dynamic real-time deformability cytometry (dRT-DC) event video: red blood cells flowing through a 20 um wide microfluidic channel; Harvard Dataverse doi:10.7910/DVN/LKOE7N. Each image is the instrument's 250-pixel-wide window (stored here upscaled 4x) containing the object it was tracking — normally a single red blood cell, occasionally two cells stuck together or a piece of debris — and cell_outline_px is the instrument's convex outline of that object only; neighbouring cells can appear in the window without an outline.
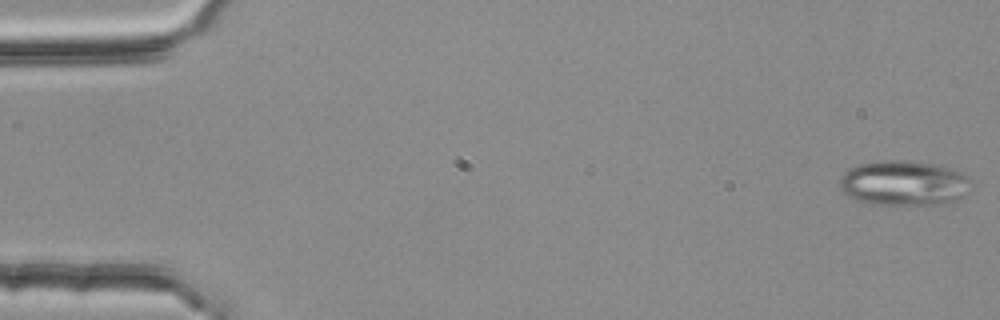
{"species": "common noctule bat (a hibernating species)", "species_latin": "Nyctalus noctula", "temperature_condition": "room temperature", "stored_images_in_passage": 5, "camera_frame_rate_fps": 3000, "um_per_image_px": 0.085, "animal": {"sex": "female", "body_mass_g": 25.1}, "frame": {"image": 1, "passage_image": 1, "time_ms": 0.0, "image_size_px": [1000, 320], "cell_outline_px": [[968, 192], [956, 200], [924, 204], [868, 204], [844, 196], [840, 188], [840, 176], [844, 172], [860, 164], [884, 160], [900, 160], [932, 164], [948, 168], [960, 172], [968, 180]], "centroid_in_image_um": [76.72, 15.57], "position_along_channel_um": 8.3, "area_um2": 33.87}}